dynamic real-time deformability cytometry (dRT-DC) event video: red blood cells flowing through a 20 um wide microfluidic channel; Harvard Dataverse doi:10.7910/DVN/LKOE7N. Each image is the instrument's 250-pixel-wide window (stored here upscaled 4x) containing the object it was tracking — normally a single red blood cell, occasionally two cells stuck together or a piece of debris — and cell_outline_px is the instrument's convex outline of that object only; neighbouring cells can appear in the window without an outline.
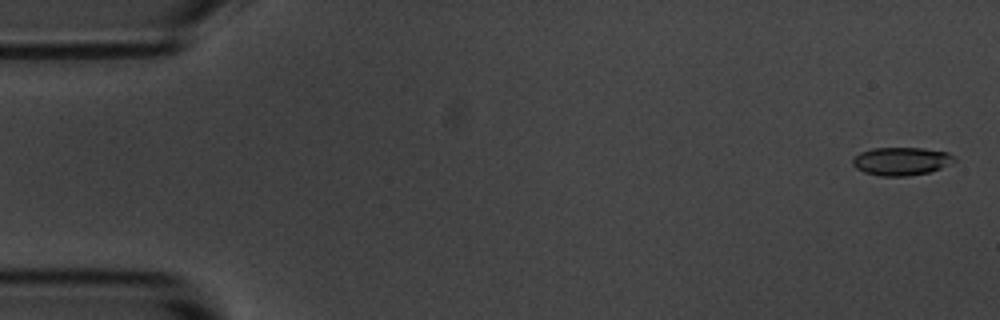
{"species": "common noctule bat (a hibernating species)", "species_latin": "Nyctalus noctula", "temperature_condition": "room temperature", "stored_images_in_passage": 55, "camera_frame_rate_fps": 3000, "um_per_image_px": 0.085, "animal": {"sex": "male", "body_mass_g": 20.1, "forearm_length_mm": 53.5}, "frame": {"image": 1, "passage_image": 2, "time_ms": 0.333, "image_size_px": [1000, 320], "cell_outline_px": [[956, 160], [940, 168], [928, 172], [908, 176], [880, 176], [864, 172], [856, 168], [852, 164], [852, 160], [860, 152], [872, 148], [924, 148], [948, 152], [956, 156]], "centroid_in_image_um": [76.61, 13.7], "position_along_channel_um": 8.4, "area_um2": 16.65}}
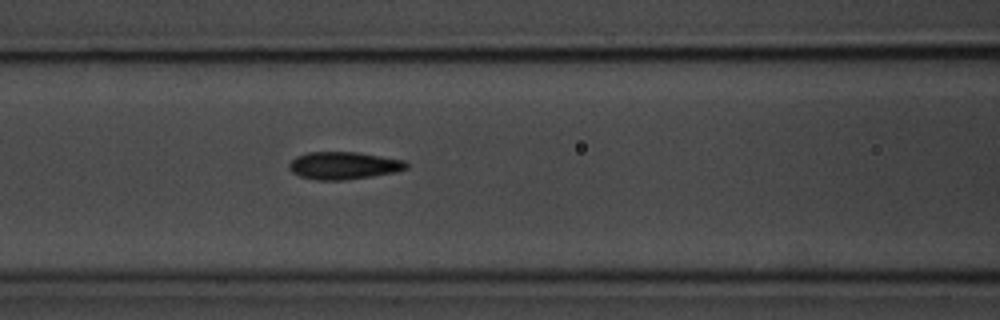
{"frame": {"image": 2, "passage_image": 23, "time_ms": 7.333, "image_size_px": [1000, 320], "cell_outline_px": [[408, 168], [396, 172], [372, 176], [344, 180], [316, 180], [300, 176], [292, 172], [288, 168], [288, 164], [296, 156], [308, 152], [356, 152], [404, 160], [408, 164]], "centroid_in_image_um": [29.2, 14.07], "position_along_channel_um": 137.4, "area_um2": 18.79}}
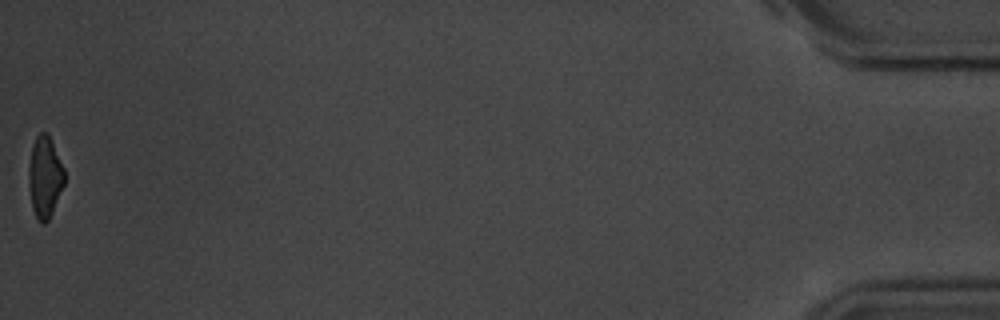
{"frame": {"image": 3, "passage_image": 55, "time_ms": 18.0, "image_size_px": [1000, 320], "cell_outline_px": [[64, 184], [52, 212], [48, 220], [44, 224], [36, 220], [32, 208], [28, 184], [28, 168], [32, 144], [36, 136], [40, 132], [48, 132], [52, 140], [64, 168]], "centroid_in_image_um": [3.79, 15.02], "position_along_channel_um": 431.4, "area_um2": 17.17}, "authors_computed_cell_mechanics": {"area_um2": 17.9758, "velocity_mm_per_s": 3.6931, "shape_relaxation_time_tau1_ms": 3.1795, "shape_relaxation_time_tau2_ms": 1.819, "deformation_change_tau1": 0.1398, "deformation_change_tau2": 0.0819}}